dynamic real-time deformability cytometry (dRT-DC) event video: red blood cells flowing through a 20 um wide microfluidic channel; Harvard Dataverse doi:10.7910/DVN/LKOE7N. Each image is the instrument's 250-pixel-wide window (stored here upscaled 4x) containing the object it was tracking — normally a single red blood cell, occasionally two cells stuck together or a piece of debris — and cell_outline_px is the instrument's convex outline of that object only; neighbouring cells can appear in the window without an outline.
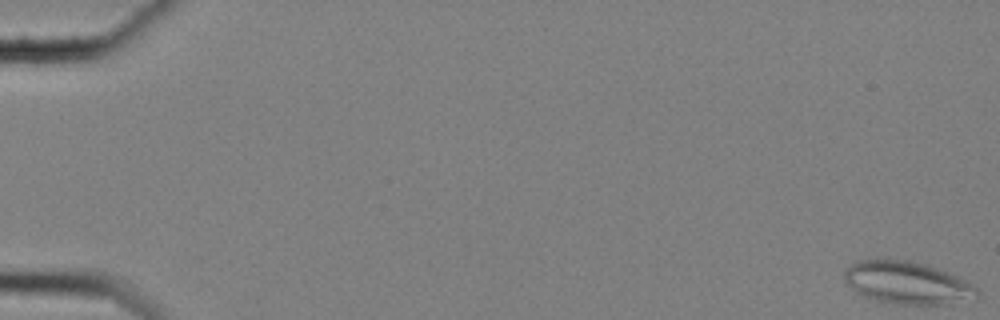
{"species": "common noctule bat (a hibernating species)", "species_latin": "Nyctalus noctula", "temperature_condition": "cold", "stored_images_in_passage": 59, "camera_frame_rate_fps": 3000, "um_per_image_px": 0.085, "animal": {"sex": "female", "body_mass_g": 25.1}, "frame": {"image": 1, "passage_image": 1, "time_ms": 0.0, "image_size_px": [1000, 320], "cell_outline_px": [[980, 292], [976, 300], [944, 304], [896, 304], [876, 300], [864, 296], [856, 292], [844, 280], [844, 268], [856, 260], [908, 260], [928, 264], [948, 272], [972, 284]], "centroid_in_image_um": [77.13, 24.04], "position_along_channel_um": 7.9, "area_um2": 33.06}}
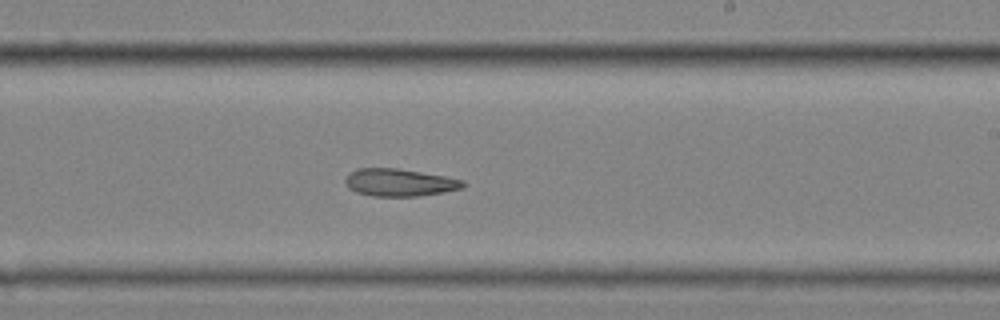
{"frame": {"image": 2, "passage_image": 37, "time_ms": 12.0, "image_size_px": [1000, 320], "cell_outline_px": [[464, 188], [444, 192], [420, 196], [372, 196], [356, 192], [348, 188], [344, 180], [348, 172], [356, 168], [396, 168], [444, 176], [464, 180]], "centroid_in_image_um": [33.92, 15.51], "position_along_channel_um": 255.1, "area_um2": 18.96}}
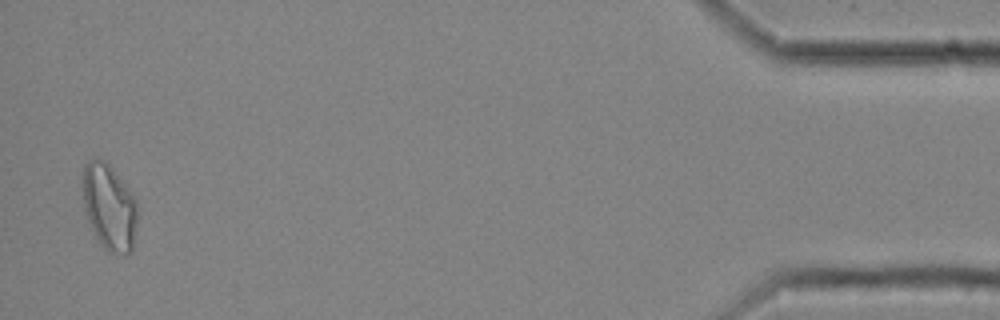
{"frame": {"image": 3, "passage_image": 58, "time_ms": 19.0, "image_size_px": [1000, 320], "cell_outline_px": [[140, 208], [132, 252], [108, 252], [100, 244], [88, 220], [84, 208], [84, 164], [88, 160], [104, 160], [112, 168], [136, 196]], "centroid_in_image_um": [9.36, 17.61], "position_along_channel_um": 425.8, "area_um2": 27.57}, "authors_computed_cell_mechanics": {"area_um2": 22.5998, "velocity_mm_per_s": 3.5221, "shape_relaxation_time_tau1_ms": null, "shape_relaxation_time_tau2_ms": 8.0364, "deformation_change_tau1": null, "deformation_change_tau2": 0.1885}}